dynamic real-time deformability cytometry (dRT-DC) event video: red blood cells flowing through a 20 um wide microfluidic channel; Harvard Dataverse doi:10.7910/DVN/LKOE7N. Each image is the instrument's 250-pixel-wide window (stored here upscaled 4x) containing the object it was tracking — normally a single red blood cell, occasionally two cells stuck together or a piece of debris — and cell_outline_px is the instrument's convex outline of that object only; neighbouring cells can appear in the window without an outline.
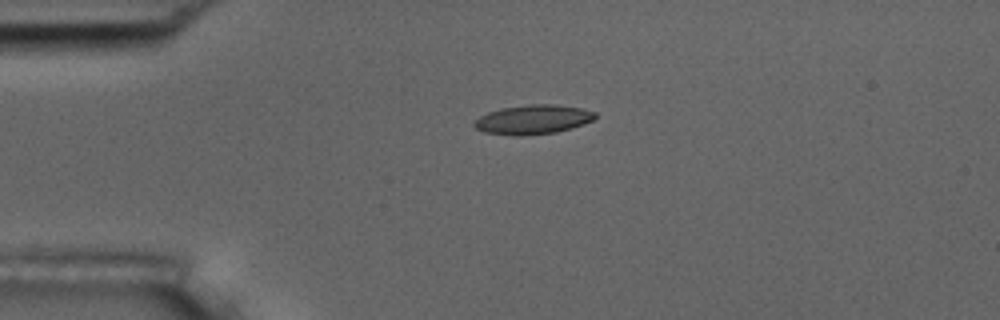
{"species": "common noctule bat (a hibernating species)", "species_latin": "Nyctalus noctula", "temperature_condition": "room temperature", "stored_images_in_passage": 4, "camera_frame_rate_fps": 3000, "um_per_image_px": 0.085, "animal": {"sex": "male", "body_mass_g": 17.5, "forearm_length_mm": 52.3}, "frame": {"image": 1, "passage_image": 3, "time_ms": 3.0, "image_size_px": [1000, 320], "cell_outline_px": [[596, 116], [592, 120], [584, 124], [572, 128], [556, 132], [512, 136], [484, 132], [476, 128], [472, 124], [480, 116], [488, 112], [500, 108], [532, 104], [552, 104], [580, 108], [596, 112]], "centroid_in_image_um": [45.29, 10.16], "position_along_channel_um": 39.7, "area_um2": 20.52}}